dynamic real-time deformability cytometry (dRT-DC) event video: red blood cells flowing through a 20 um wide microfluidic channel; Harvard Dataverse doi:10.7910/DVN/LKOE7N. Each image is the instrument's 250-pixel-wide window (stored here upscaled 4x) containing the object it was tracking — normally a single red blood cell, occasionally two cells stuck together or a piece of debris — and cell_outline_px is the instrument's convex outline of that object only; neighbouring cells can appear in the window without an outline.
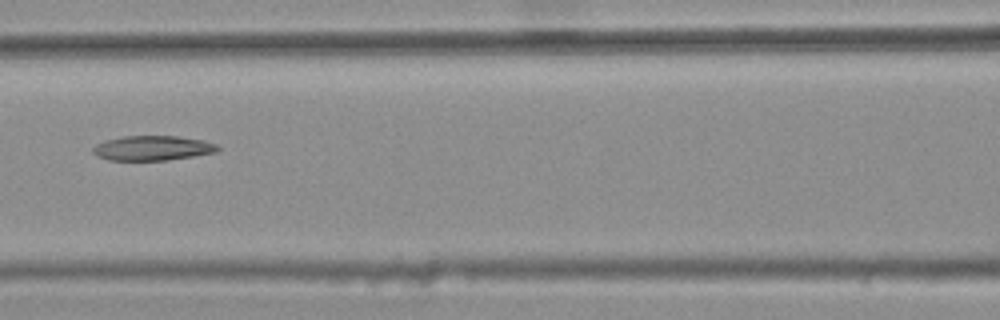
{"species": "common noctule bat (a hibernating species)", "species_latin": "Nyctalus noctula", "temperature_condition": "warm", "stored_images_in_passage": 9, "camera_frame_rate_fps": 3000, "um_per_image_px": 0.085, "animal": {"sex": "female", "body_mass_g": 25.1}, "frame": {"image": 1, "passage_image": 6, "time_ms": 1.667, "image_size_px": [1000, 320], "cell_outline_px": [[220, 148], [216, 152], [168, 160], [108, 160], [96, 156], [92, 152], [92, 148], [96, 144], [104, 140], [124, 136], [176, 136], [200, 140], [216, 144]], "centroid_in_image_um": [12.9, 12.59], "position_along_channel_um": 153.7, "area_um2": 17.92}}
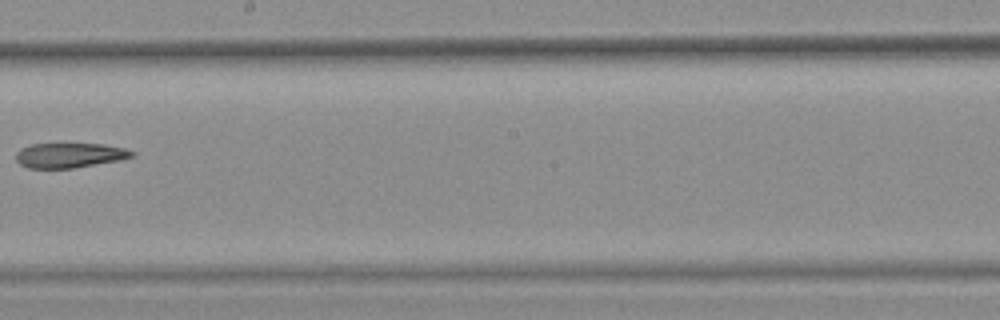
{"frame": {"image": 2, "passage_image": 8, "time_ms": 2.333, "image_size_px": [1000, 320], "cell_outline_px": [[136, 152], [132, 156], [120, 160], [72, 168], [28, 168], [20, 164], [16, 160], [16, 152], [20, 148], [32, 144], [104, 144], [124, 148]], "centroid_in_image_um": [5.89, 13.2], "position_along_channel_um": 242.3, "area_um2": 16.7}}
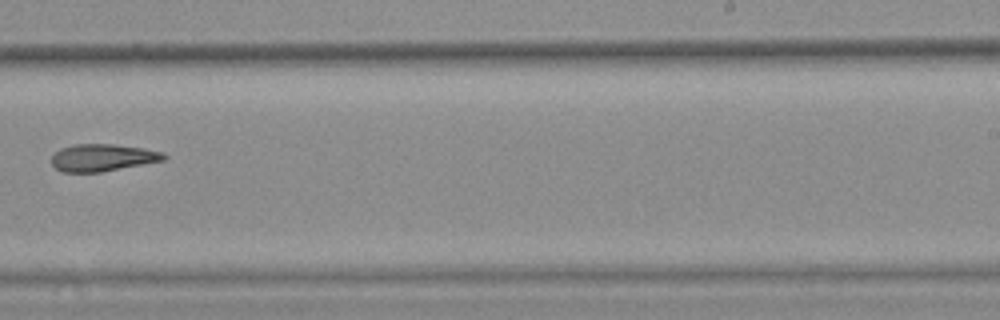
{"frame": {"image": 3, "passage_image": 9, "time_ms": 2.667, "image_size_px": [1000, 320], "cell_outline_px": [[168, 156], [164, 160], [100, 172], [64, 172], [56, 168], [52, 164], [52, 156], [60, 148], [76, 144], [116, 144], [144, 148], [164, 152]], "centroid_in_image_um": [8.74, 13.39], "position_along_channel_um": 280.3, "area_um2": 17.74}}